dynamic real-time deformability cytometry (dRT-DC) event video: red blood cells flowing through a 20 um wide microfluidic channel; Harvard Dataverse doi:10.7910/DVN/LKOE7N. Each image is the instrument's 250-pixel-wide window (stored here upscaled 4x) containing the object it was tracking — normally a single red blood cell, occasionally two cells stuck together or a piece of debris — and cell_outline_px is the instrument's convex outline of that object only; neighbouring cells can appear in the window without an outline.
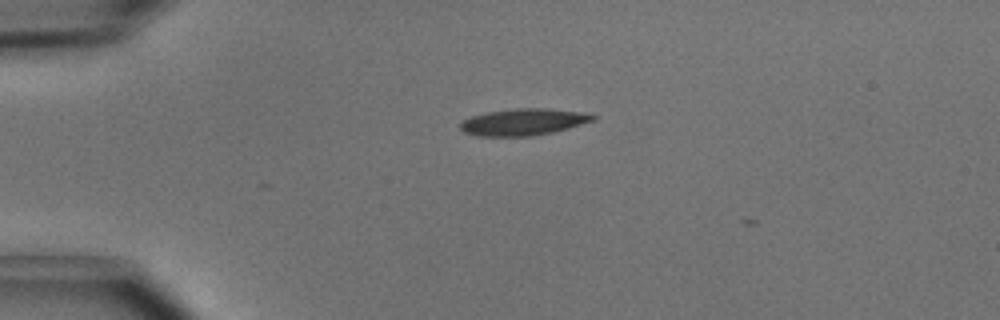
{"species": "common noctule bat (a hibernating species)", "species_latin": "Nyctalus noctula", "temperature_condition": "cold", "stored_images_in_passage": 1, "camera_frame_rate_fps": 3000, "um_per_image_px": 0.085, "animal": {"sex": "male", "body_mass_g": 15.6}, "frame": {"image": 1, "passage_image": 1, "time_ms": 0.0, "image_size_px": [1000, 320], "cell_outline_px": [[596, 120], [568, 128], [552, 132], [532, 136], [476, 136], [464, 132], [460, 128], [460, 124], [464, 120], [472, 116], [488, 112], [516, 108], [544, 108], [576, 112], [596, 116]], "centroid_in_image_um": [44.46, 10.38], "position_along_channel_um": 40.5, "area_um2": 20.35}}